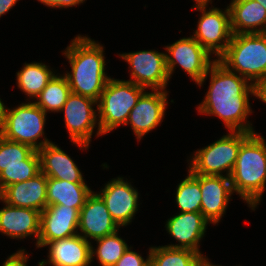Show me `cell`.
Listing matches in <instances>:
<instances>
[{"instance_id":"4fadbf2b","label":"cell","mask_w":266,"mask_h":266,"mask_svg":"<svg viewBox=\"0 0 266 266\" xmlns=\"http://www.w3.org/2000/svg\"><path fill=\"white\" fill-rule=\"evenodd\" d=\"M168 91L144 92L129 113L126 125H130L138 141L163 121L168 104Z\"/></svg>"},{"instance_id":"7a4b0ae2","label":"cell","mask_w":266,"mask_h":266,"mask_svg":"<svg viewBox=\"0 0 266 266\" xmlns=\"http://www.w3.org/2000/svg\"><path fill=\"white\" fill-rule=\"evenodd\" d=\"M71 71L64 74L71 92L98 101L108 80L104 47L88 36L77 35L63 52Z\"/></svg>"},{"instance_id":"ba28073f","label":"cell","mask_w":266,"mask_h":266,"mask_svg":"<svg viewBox=\"0 0 266 266\" xmlns=\"http://www.w3.org/2000/svg\"><path fill=\"white\" fill-rule=\"evenodd\" d=\"M194 5L192 9L200 11L202 15L192 37L218 59L226 51L233 36L229 8L227 6L223 11L211 6L208 10V4Z\"/></svg>"},{"instance_id":"6da1fadb","label":"cell","mask_w":266,"mask_h":266,"mask_svg":"<svg viewBox=\"0 0 266 266\" xmlns=\"http://www.w3.org/2000/svg\"><path fill=\"white\" fill-rule=\"evenodd\" d=\"M208 75L209 89L197 107L198 113L218 117L228 131L255 133L252 123L247 120L252 113L249 97L255 96V85L228 70L217 59L197 85L201 87Z\"/></svg>"},{"instance_id":"d590c367","label":"cell","mask_w":266,"mask_h":266,"mask_svg":"<svg viewBox=\"0 0 266 266\" xmlns=\"http://www.w3.org/2000/svg\"><path fill=\"white\" fill-rule=\"evenodd\" d=\"M1 100L2 99L0 98V131H1L3 124H4L5 111L7 108Z\"/></svg>"},{"instance_id":"7402d4cb","label":"cell","mask_w":266,"mask_h":266,"mask_svg":"<svg viewBox=\"0 0 266 266\" xmlns=\"http://www.w3.org/2000/svg\"><path fill=\"white\" fill-rule=\"evenodd\" d=\"M230 11L233 34L266 33V9L255 0H232Z\"/></svg>"},{"instance_id":"8d00e7d4","label":"cell","mask_w":266,"mask_h":266,"mask_svg":"<svg viewBox=\"0 0 266 266\" xmlns=\"http://www.w3.org/2000/svg\"><path fill=\"white\" fill-rule=\"evenodd\" d=\"M198 266H221V265H214L209 262L208 258H205Z\"/></svg>"},{"instance_id":"7c38bea8","label":"cell","mask_w":266,"mask_h":266,"mask_svg":"<svg viewBox=\"0 0 266 266\" xmlns=\"http://www.w3.org/2000/svg\"><path fill=\"white\" fill-rule=\"evenodd\" d=\"M104 200L112 219L119 227L132 222L139 209V192L123 177L111 179L98 193Z\"/></svg>"},{"instance_id":"9c48e42d","label":"cell","mask_w":266,"mask_h":266,"mask_svg":"<svg viewBox=\"0 0 266 266\" xmlns=\"http://www.w3.org/2000/svg\"><path fill=\"white\" fill-rule=\"evenodd\" d=\"M95 105L97 101L94 99L71 92L59 111L64 112L65 126L71 142L82 150H88L95 128L98 127L97 136L102 135L98 123V111L93 109Z\"/></svg>"},{"instance_id":"e575fe53","label":"cell","mask_w":266,"mask_h":266,"mask_svg":"<svg viewBox=\"0 0 266 266\" xmlns=\"http://www.w3.org/2000/svg\"><path fill=\"white\" fill-rule=\"evenodd\" d=\"M19 0H0V17L7 13Z\"/></svg>"},{"instance_id":"5bb4252c","label":"cell","mask_w":266,"mask_h":266,"mask_svg":"<svg viewBox=\"0 0 266 266\" xmlns=\"http://www.w3.org/2000/svg\"><path fill=\"white\" fill-rule=\"evenodd\" d=\"M79 213L77 208L64 205L47 206L41 212L40 235L36 248H42L46 243L58 239L77 235Z\"/></svg>"},{"instance_id":"8fae6325","label":"cell","mask_w":266,"mask_h":266,"mask_svg":"<svg viewBox=\"0 0 266 266\" xmlns=\"http://www.w3.org/2000/svg\"><path fill=\"white\" fill-rule=\"evenodd\" d=\"M126 61L131 70L127 81L133 82L140 87L152 90L167 91L169 75L166 68L164 52L156 50H142L119 54Z\"/></svg>"},{"instance_id":"f35d334b","label":"cell","mask_w":266,"mask_h":266,"mask_svg":"<svg viewBox=\"0 0 266 266\" xmlns=\"http://www.w3.org/2000/svg\"><path fill=\"white\" fill-rule=\"evenodd\" d=\"M259 2L266 9V0H255Z\"/></svg>"},{"instance_id":"8992f818","label":"cell","mask_w":266,"mask_h":266,"mask_svg":"<svg viewBox=\"0 0 266 266\" xmlns=\"http://www.w3.org/2000/svg\"><path fill=\"white\" fill-rule=\"evenodd\" d=\"M250 134L244 131H229L219 140L198 149L190 159L189 170L194 174L230 177L241 143Z\"/></svg>"},{"instance_id":"4316f807","label":"cell","mask_w":266,"mask_h":266,"mask_svg":"<svg viewBox=\"0 0 266 266\" xmlns=\"http://www.w3.org/2000/svg\"><path fill=\"white\" fill-rule=\"evenodd\" d=\"M118 232L114 234L95 239L97 243L96 249L91 243V262L96 255L100 266H114L123 254L129 249L126 241L118 236Z\"/></svg>"},{"instance_id":"44dd1931","label":"cell","mask_w":266,"mask_h":266,"mask_svg":"<svg viewBox=\"0 0 266 266\" xmlns=\"http://www.w3.org/2000/svg\"><path fill=\"white\" fill-rule=\"evenodd\" d=\"M40 158V172L47 177L73 183H85L82 172L59 146L51 142L37 151Z\"/></svg>"},{"instance_id":"d6986e66","label":"cell","mask_w":266,"mask_h":266,"mask_svg":"<svg viewBox=\"0 0 266 266\" xmlns=\"http://www.w3.org/2000/svg\"><path fill=\"white\" fill-rule=\"evenodd\" d=\"M46 191L47 176L40 172L27 181L5 187L0 192V198L9 205L42 212L47 207Z\"/></svg>"},{"instance_id":"74e56055","label":"cell","mask_w":266,"mask_h":266,"mask_svg":"<svg viewBox=\"0 0 266 266\" xmlns=\"http://www.w3.org/2000/svg\"><path fill=\"white\" fill-rule=\"evenodd\" d=\"M196 4H212V0H194ZM211 1V2H210Z\"/></svg>"},{"instance_id":"cb8c5ba5","label":"cell","mask_w":266,"mask_h":266,"mask_svg":"<svg viewBox=\"0 0 266 266\" xmlns=\"http://www.w3.org/2000/svg\"><path fill=\"white\" fill-rule=\"evenodd\" d=\"M17 75L18 88L30 99H35L55 75V72L44 63H24Z\"/></svg>"},{"instance_id":"4dcf8cb0","label":"cell","mask_w":266,"mask_h":266,"mask_svg":"<svg viewBox=\"0 0 266 266\" xmlns=\"http://www.w3.org/2000/svg\"><path fill=\"white\" fill-rule=\"evenodd\" d=\"M130 246L114 266H150V248L146 260Z\"/></svg>"},{"instance_id":"f1b7e54d","label":"cell","mask_w":266,"mask_h":266,"mask_svg":"<svg viewBox=\"0 0 266 266\" xmlns=\"http://www.w3.org/2000/svg\"><path fill=\"white\" fill-rule=\"evenodd\" d=\"M40 173V158L34 150L26 158V166L6 167L0 172V192L13 183L27 181Z\"/></svg>"},{"instance_id":"e0dca14e","label":"cell","mask_w":266,"mask_h":266,"mask_svg":"<svg viewBox=\"0 0 266 266\" xmlns=\"http://www.w3.org/2000/svg\"><path fill=\"white\" fill-rule=\"evenodd\" d=\"M200 189L202 215L210 224H218L226 213V208L233 194L230 178L200 175Z\"/></svg>"},{"instance_id":"603a6c76","label":"cell","mask_w":266,"mask_h":266,"mask_svg":"<svg viewBox=\"0 0 266 266\" xmlns=\"http://www.w3.org/2000/svg\"><path fill=\"white\" fill-rule=\"evenodd\" d=\"M47 206L64 205L79 211L93 192L86 183H73L47 177Z\"/></svg>"},{"instance_id":"1f68e13d","label":"cell","mask_w":266,"mask_h":266,"mask_svg":"<svg viewBox=\"0 0 266 266\" xmlns=\"http://www.w3.org/2000/svg\"><path fill=\"white\" fill-rule=\"evenodd\" d=\"M28 254L25 249H20L17 252L10 255L2 266H27Z\"/></svg>"},{"instance_id":"277c9868","label":"cell","mask_w":266,"mask_h":266,"mask_svg":"<svg viewBox=\"0 0 266 266\" xmlns=\"http://www.w3.org/2000/svg\"><path fill=\"white\" fill-rule=\"evenodd\" d=\"M217 60L256 85L266 79V33L233 34Z\"/></svg>"},{"instance_id":"2e32d148","label":"cell","mask_w":266,"mask_h":266,"mask_svg":"<svg viewBox=\"0 0 266 266\" xmlns=\"http://www.w3.org/2000/svg\"><path fill=\"white\" fill-rule=\"evenodd\" d=\"M210 222L201 212H179L170 217L165 224L166 231L178 244L164 245L170 248L190 249L204 256L199 250L200 240L205 236Z\"/></svg>"},{"instance_id":"f546056e","label":"cell","mask_w":266,"mask_h":266,"mask_svg":"<svg viewBox=\"0 0 266 266\" xmlns=\"http://www.w3.org/2000/svg\"><path fill=\"white\" fill-rule=\"evenodd\" d=\"M33 151L28 145L7 140L0 135V172L6 167L26 166V158Z\"/></svg>"},{"instance_id":"d6a6232c","label":"cell","mask_w":266,"mask_h":266,"mask_svg":"<svg viewBox=\"0 0 266 266\" xmlns=\"http://www.w3.org/2000/svg\"><path fill=\"white\" fill-rule=\"evenodd\" d=\"M50 8H69L84 3L85 0H38Z\"/></svg>"},{"instance_id":"3957f363","label":"cell","mask_w":266,"mask_h":266,"mask_svg":"<svg viewBox=\"0 0 266 266\" xmlns=\"http://www.w3.org/2000/svg\"><path fill=\"white\" fill-rule=\"evenodd\" d=\"M233 193H237L251 210L261 202L266 190V141L251 133L242 143L230 175Z\"/></svg>"},{"instance_id":"836d02e7","label":"cell","mask_w":266,"mask_h":266,"mask_svg":"<svg viewBox=\"0 0 266 266\" xmlns=\"http://www.w3.org/2000/svg\"><path fill=\"white\" fill-rule=\"evenodd\" d=\"M255 97L266 104V79L255 85Z\"/></svg>"},{"instance_id":"484cf974","label":"cell","mask_w":266,"mask_h":266,"mask_svg":"<svg viewBox=\"0 0 266 266\" xmlns=\"http://www.w3.org/2000/svg\"><path fill=\"white\" fill-rule=\"evenodd\" d=\"M71 94L66 76L56 74L49 81L42 92L35 98L34 103L45 113L59 112Z\"/></svg>"},{"instance_id":"5b68a950","label":"cell","mask_w":266,"mask_h":266,"mask_svg":"<svg viewBox=\"0 0 266 266\" xmlns=\"http://www.w3.org/2000/svg\"><path fill=\"white\" fill-rule=\"evenodd\" d=\"M145 88L127 80L110 78L97 101L98 123L102 135L126 125L129 113Z\"/></svg>"},{"instance_id":"d4e9b609","label":"cell","mask_w":266,"mask_h":266,"mask_svg":"<svg viewBox=\"0 0 266 266\" xmlns=\"http://www.w3.org/2000/svg\"><path fill=\"white\" fill-rule=\"evenodd\" d=\"M150 266H198L205 258L190 249L150 247Z\"/></svg>"},{"instance_id":"52a82bcc","label":"cell","mask_w":266,"mask_h":266,"mask_svg":"<svg viewBox=\"0 0 266 266\" xmlns=\"http://www.w3.org/2000/svg\"><path fill=\"white\" fill-rule=\"evenodd\" d=\"M46 115L47 113L31 101L21 103L13 109L6 108L0 135L7 140L28 145L38 151L46 144L51 143L44 136ZM41 137L44 139L39 141Z\"/></svg>"},{"instance_id":"83f0119b","label":"cell","mask_w":266,"mask_h":266,"mask_svg":"<svg viewBox=\"0 0 266 266\" xmlns=\"http://www.w3.org/2000/svg\"><path fill=\"white\" fill-rule=\"evenodd\" d=\"M175 194L179 212H201L200 174L188 169V176L178 184Z\"/></svg>"},{"instance_id":"ffe728a7","label":"cell","mask_w":266,"mask_h":266,"mask_svg":"<svg viewBox=\"0 0 266 266\" xmlns=\"http://www.w3.org/2000/svg\"><path fill=\"white\" fill-rule=\"evenodd\" d=\"M45 246L49 248L47 256L49 259L38 262L39 266L47 264L52 266H90L91 264V242L79 234L46 243Z\"/></svg>"},{"instance_id":"ac0fdd59","label":"cell","mask_w":266,"mask_h":266,"mask_svg":"<svg viewBox=\"0 0 266 266\" xmlns=\"http://www.w3.org/2000/svg\"><path fill=\"white\" fill-rule=\"evenodd\" d=\"M4 203L0 209V233L13 239L35 237L36 246L40 235L41 212Z\"/></svg>"},{"instance_id":"9a60e30c","label":"cell","mask_w":266,"mask_h":266,"mask_svg":"<svg viewBox=\"0 0 266 266\" xmlns=\"http://www.w3.org/2000/svg\"><path fill=\"white\" fill-rule=\"evenodd\" d=\"M119 228L112 219L104 200L93 191L80 209L78 223L80 233L78 234L90 241L114 234L119 231Z\"/></svg>"},{"instance_id":"30bf717a","label":"cell","mask_w":266,"mask_h":266,"mask_svg":"<svg viewBox=\"0 0 266 266\" xmlns=\"http://www.w3.org/2000/svg\"><path fill=\"white\" fill-rule=\"evenodd\" d=\"M166 68L171 78L177 64L198 84L216 61L192 36L184 37L165 46ZM211 59V60H210Z\"/></svg>"}]
</instances>
